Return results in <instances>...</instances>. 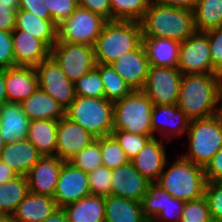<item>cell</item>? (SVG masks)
I'll return each instance as SVG.
<instances>
[{"mask_svg":"<svg viewBox=\"0 0 222 222\" xmlns=\"http://www.w3.org/2000/svg\"><path fill=\"white\" fill-rule=\"evenodd\" d=\"M221 87V74L183 75L177 106L190 121L215 116Z\"/></svg>","mask_w":222,"mask_h":222,"instance_id":"cell-1","label":"cell"},{"mask_svg":"<svg viewBox=\"0 0 222 222\" xmlns=\"http://www.w3.org/2000/svg\"><path fill=\"white\" fill-rule=\"evenodd\" d=\"M143 37H159L184 42L195 31L192 10L164 6L152 0L140 21Z\"/></svg>","mask_w":222,"mask_h":222,"instance_id":"cell-2","label":"cell"},{"mask_svg":"<svg viewBox=\"0 0 222 222\" xmlns=\"http://www.w3.org/2000/svg\"><path fill=\"white\" fill-rule=\"evenodd\" d=\"M142 29L136 21H107L94 44L96 64H112L142 43Z\"/></svg>","mask_w":222,"mask_h":222,"instance_id":"cell-3","label":"cell"},{"mask_svg":"<svg viewBox=\"0 0 222 222\" xmlns=\"http://www.w3.org/2000/svg\"><path fill=\"white\" fill-rule=\"evenodd\" d=\"M167 166L169 167L167 168ZM155 183L172 197L186 202L202 198L207 182L204 167L194 164L180 155L172 165L166 161L164 169Z\"/></svg>","mask_w":222,"mask_h":222,"instance_id":"cell-4","label":"cell"},{"mask_svg":"<svg viewBox=\"0 0 222 222\" xmlns=\"http://www.w3.org/2000/svg\"><path fill=\"white\" fill-rule=\"evenodd\" d=\"M114 102L105 98L76 96L65 116L79 124L94 138L109 136L113 131Z\"/></svg>","mask_w":222,"mask_h":222,"instance_id":"cell-5","label":"cell"},{"mask_svg":"<svg viewBox=\"0 0 222 222\" xmlns=\"http://www.w3.org/2000/svg\"><path fill=\"white\" fill-rule=\"evenodd\" d=\"M154 104L142 90H132L114 102L113 130L153 136L151 115Z\"/></svg>","mask_w":222,"mask_h":222,"instance_id":"cell-6","label":"cell"},{"mask_svg":"<svg viewBox=\"0 0 222 222\" xmlns=\"http://www.w3.org/2000/svg\"><path fill=\"white\" fill-rule=\"evenodd\" d=\"M189 149L181 156L205 167L213 155L222 147V120L215 116L190 121L188 131Z\"/></svg>","mask_w":222,"mask_h":222,"instance_id":"cell-7","label":"cell"},{"mask_svg":"<svg viewBox=\"0 0 222 222\" xmlns=\"http://www.w3.org/2000/svg\"><path fill=\"white\" fill-rule=\"evenodd\" d=\"M107 20L78 6L70 17L58 24V41L94 46Z\"/></svg>","mask_w":222,"mask_h":222,"instance_id":"cell-8","label":"cell"},{"mask_svg":"<svg viewBox=\"0 0 222 222\" xmlns=\"http://www.w3.org/2000/svg\"><path fill=\"white\" fill-rule=\"evenodd\" d=\"M50 57L73 83L96 66L91 45L56 42L50 49Z\"/></svg>","mask_w":222,"mask_h":222,"instance_id":"cell-9","label":"cell"},{"mask_svg":"<svg viewBox=\"0 0 222 222\" xmlns=\"http://www.w3.org/2000/svg\"><path fill=\"white\" fill-rule=\"evenodd\" d=\"M178 70L183 74H220L212 66L210 44L206 32L195 31L180 43Z\"/></svg>","mask_w":222,"mask_h":222,"instance_id":"cell-10","label":"cell"},{"mask_svg":"<svg viewBox=\"0 0 222 222\" xmlns=\"http://www.w3.org/2000/svg\"><path fill=\"white\" fill-rule=\"evenodd\" d=\"M182 77L178 68L151 66L142 91L154 105H176Z\"/></svg>","mask_w":222,"mask_h":222,"instance_id":"cell-11","label":"cell"},{"mask_svg":"<svg viewBox=\"0 0 222 222\" xmlns=\"http://www.w3.org/2000/svg\"><path fill=\"white\" fill-rule=\"evenodd\" d=\"M39 89L54 98L64 110L75 100V87L55 61L49 57L36 67Z\"/></svg>","mask_w":222,"mask_h":222,"instance_id":"cell-12","label":"cell"},{"mask_svg":"<svg viewBox=\"0 0 222 222\" xmlns=\"http://www.w3.org/2000/svg\"><path fill=\"white\" fill-rule=\"evenodd\" d=\"M90 195L88 173L64 161L53 196L58 208Z\"/></svg>","mask_w":222,"mask_h":222,"instance_id":"cell-13","label":"cell"},{"mask_svg":"<svg viewBox=\"0 0 222 222\" xmlns=\"http://www.w3.org/2000/svg\"><path fill=\"white\" fill-rule=\"evenodd\" d=\"M95 139L79 124L64 116L58 120L56 156L61 160L70 161Z\"/></svg>","mask_w":222,"mask_h":222,"instance_id":"cell-14","label":"cell"},{"mask_svg":"<svg viewBox=\"0 0 222 222\" xmlns=\"http://www.w3.org/2000/svg\"><path fill=\"white\" fill-rule=\"evenodd\" d=\"M111 195L142 202L152 183L142 176L131 162L112 169Z\"/></svg>","mask_w":222,"mask_h":222,"instance_id":"cell-15","label":"cell"},{"mask_svg":"<svg viewBox=\"0 0 222 222\" xmlns=\"http://www.w3.org/2000/svg\"><path fill=\"white\" fill-rule=\"evenodd\" d=\"M111 66L132 90L143 89L151 67L142 43L135 50L123 54Z\"/></svg>","mask_w":222,"mask_h":222,"instance_id":"cell-16","label":"cell"},{"mask_svg":"<svg viewBox=\"0 0 222 222\" xmlns=\"http://www.w3.org/2000/svg\"><path fill=\"white\" fill-rule=\"evenodd\" d=\"M153 137L158 132L160 139H171L186 134L190 120L176 105H154L151 115Z\"/></svg>","mask_w":222,"mask_h":222,"instance_id":"cell-17","label":"cell"},{"mask_svg":"<svg viewBox=\"0 0 222 222\" xmlns=\"http://www.w3.org/2000/svg\"><path fill=\"white\" fill-rule=\"evenodd\" d=\"M63 162L57 156H42L26 175L29 191L53 198Z\"/></svg>","mask_w":222,"mask_h":222,"instance_id":"cell-18","label":"cell"},{"mask_svg":"<svg viewBox=\"0 0 222 222\" xmlns=\"http://www.w3.org/2000/svg\"><path fill=\"white\" fill-rule=\"evenodd\" d=\"M166 144H169L167 140L154 137L130 161L134 168L152 183L158 180L168 161Z\"/></svg>","mask_w":222,"mask_h":222,"instance_id":"cell-19","label":"cell"},{"mask_svg":"<svg viewBox=\"0 0 222 222\" xmlns=\"http://www.w3.org/2000/svg\"><path fill=\"white\" fill-rule=\"evenodd\" d=\"M5 84L8 102L21 103L39 88L35 67L13 66L5 69Z\"/></svg>","mask_w":222,"mask_h":222,"instance_id":"cell-20","label":"cell"},{"mask_svg":"<svg viewBox=\"0 0 222 222\" xmlns=\"http://www.w3.org/2000/svg\"><path fill=\"white\" fill-rule=\"evenodd\" d=\"M12 41L15 66L36 67L50 57V48L43 41L17 28L12 31Z\"/></svg>","mask_w":222,"mask_h":222,"instance_id":"cell-21","label":"cell"},{"mask_svg":"<svg viewBox=\"0 0 222 222\" xmlns=\"http://www.w3.org/2000/svg\"><path fill=\"white\" fill-rule=\"evenodd\" d=\"M29 124L20 103L7 102L0 107V133L5 144L25 139Z\"/></svg>","mask_w":222,"mask_h":222,"instance_id":"cell-22","label":"cell"},{"mask_svg":"<svg viewBox=\"0 0 222 222\" xmlns=\"http://www.w3.org/2000/svg\"><path fill=\"white\" fill-rule=\"evenodd\" d=\"M41 157L38 150L25 138L5 144L0 160L19 176H26Z\"/></svg>","mask_w":222,"mask_h":222,"instance_id":"cell-23","label":"cell"},{"mask_svg":"<svg viewBox=\"0 0 222 222\" xmlns=\"http://www.w3.org/2000/svg\"><path fill=\"white\" fill-rule=\"evenodd\" d=\"M15 28L38 38L50 49L58 41V25L50 18H40L27 10L17 11Z\"/></svg>","mask_w":222,"mask_h":222,"instance_id":"cell-24","label":"cell"},{"mask_svg":"<svg viewBox=\"0 0 222 222\" xmlns=\"http://www.w3.org/2000/svg\"><path fill=\"white\" fill-rule=\"evenodd\" d=\"M150 66L178 68L180 42L167 38L143 37Z\"/></svg>","mask_w":222,"mask_h":222,"instance_id":"cell-25","label":"cell"},{"mask_svg":"<svg viewBox=\"0 0 222 222\" xmlns=\"http://www.w3.org/2000/svg\"><path fill=\"white\" fill-rule=\"evenodd\" d=\"M57 208L54 198L29 191L12 216L16 222H42Z\"/></svg>","mask_w":222,"mask_h":222,"instance_id":"cell-26","label":"cell"},{"mask_svg":"<svg viewBox=\"0 0 222 222\" xmlns=\"http://www.w3.org/2000/svg\"><path fill=\"white\" fill-rule=\"evenodd\" d=\"M30 121L33 120H60L65 116L63 107L48 93L37 89L27 99L20 103Z\"/></svg>","mask_w":222,"mask_h":222,"instance_id":"cell-27","label":"cell"},{"mask_svg":"<svg viewBox=\"0 0 222 222\" xmlns=\"http://www.w3.org/2000/svg\"><path fill=\"white\" fill-rule=\"evenodd\" d=\"M68 222H105V197L90 195L63 207Z\"/></svg>","mask_w":222,"mask_h":222,"instance_id":"cell-28","label":"cell"},{"mask_svg":"<svg viewBox=\"0 0 222 222\" xmlns=\"http://www.w3.org/2000/svg\"><path fill=\"white\" fill-rule=\"evenodd\" d=\"M105 222H148L142 203L114 195L105 196Z\"/></svg>","mask_w":222,"mask_h":222,"instance_id":"cell-29","label":"cell"},{"mask_svg":"<svg viewBox=\"0 0 222 222\" xmlns=\"http://www.w3.org/2000/svg\"><path fill=\"white\" fill-rule=\"evenodd\" d=\"M58 121H30L26 139L42 156H56V134Z\"/></svg>","mask_w":222,"mask_h":222,"instance_id":"cell-30","label":"cell"},{"mask_svg":"<svg viewBox=\"0 0 222 222\" xmlns=\"http://www.w3.org/2000/svg\"><path fill=\"white\" fill-rule=\"evenodd\" d=\"M29 192L26 176L0 184V215H12Z\"/></svg>","mask_w":222,"mask_h":222,"instance_id":"cell-31","label":"cell"},{"mask_svg":"<svg viewBox=\"0 0 222 222\" xmlns=\"http://www.w3.org/2000/svg\"><path fill=\"white\" fill-rule=\"evenodd\" d=\"M196 31L222 27V0H200L193 9Z\"/></svg>","mask_w":222,"mask_h":222,"instance_id":"cell-32","label":"cell"},{"mask_svg":"<svg viewBox=\"0 0 222 222\" xmlns=\"http://www.w3.org/2000/svg\"><path fill=\"white\" fill-rule=\"evenodd\" d=\"M102 83L104 84L105 99L111 102L122 99L132 89L113 69L110 64H96Z\"/></svg>","mask_w":222,"mask_h":222,"instance_id":"cell-33","label":"cell"},{"mask_svg":"<svg viewBox=\"0 0 222 222\" xmlns=\"http://www.w3.org/2000/svg\"><path fill=\"white\" fill-rule=\"evenodd\" d=\"M152 0H110L111 21L140 22Z\"/></svg>","mask_w":222,"mask_h":222,"instance_id":"cell-34","label":"cell"},{"mask_svg":"<svg viewBox=\"0 0 222 222\" xmlns=\"http://www.w3.org/2000/svg\"><path fill=\"white\" fill-rule=\"evenodd\" d=\"M99 144L102 154V164L104 166L113 169L130 162L112 135L100 137Z\"/></svg>","mask_w":222,"mask_h":222,"instance_id":"cell-35","label":"cell"},{"mask_svg":"<svg viewBox=\"0 0 222 222\" xmlns=\"http://www.w3.org/2000/svg\"><path fill=\"white\" fill-rule=\"evenodd\" d=\"M74 87L76 96L105 98L104 84L96 67L75 81Z\"/></svg>","mask_w":222,"mask_h":222,"instance_id":"cell-36","label":"cell"},{"mask_svg":"<svg viewBox=\"0 0 222 222\" xmlns=\"http://www.w3.org/2000/svg\"><path fill=\"white\" fill-rule=\"evenodd\" d=\"M69 162L85 173H90L97 167L103 165L99 138L92 141Z\"/></svg>","mask_w":222,"mask_h":222,"instance_id":"cell-37","label":"cell"},{"mask_svg":"<svg viewBox=\"0 0 222 222\" xmlns=\"http://www.w3.org/2000/svg\"><path fill=\"white\" fill-rule=\"evenodd\" d=\"M123 149L129 161L152 139L153 136L133 134L124 130H113L111 134Z\"/></svg>","mask_w":222,"mask_h":222,"instance_id":"cell-38","label":"cell"},{"mask_svg":"<svg viewBox=\"0 0 222 222\" xmlns=\"http://www.w3.org/2000/svg\"><path fill=\"white\" fill-rule=\"evenodd\" d=\"M141 203L144 218L151 222L164 208L165 190L155 182L151 183Z\"/></svg>","mask_w":222,"mask_h":222,"instance_id":"cell-39","label":"cell"},{"mask_svg":"<svg viewBox=\"0 0 222 222\" xmlns=\"http://www.w3.org/2000/svg\"><path fill=\"white\" fill-rule=\"evenodd\" d=\"M111 173L112 169L104 165H101L94 171L88 173L91 195L104 197L111 195Z\"/></svg>","mask_w":222,"mask_h":222,"instance_id":"cell-40","label":"cell"},{"mask_svg":"<svg viewBox=\"0 0 222 222\" xmlns=\"http://www.w3.org/2000/svg\"><path fill=\"white\" fill-rule=\"evenodd\" d=\"M179 222H213L206 197L186 201Z\"/></svg>","mask_w":222,"mask_h":222,"instance_id":"cell-41","label":"cell"},{"mask_svg":"<svg viewBox=\"0 0 222 222\" xmlns=\"http://www.w3.org/2000/svg\"><path fill=\"white\" fill-rule=\"evenodd\" d=\"M213 222H222V181L207 182L205 194Z\"/></svg>","mask_w":222,"mask_h":222,"instance_id":"cell-42","label":"cell"},{"mask_svg":"<svg viewBox=\"0 0 222 222\" xmlns=\"http://www.w3.org/2000/svg\"><path fill=\"white\" fill-rule=\"evenodd\" d=\"M185 201L172 197L165 190L164 208L157 214L151 222H179L182 216V211ZM169 220V221H168Z\"/></svg>","mask_w":222,"mask_h":222,"instance_id":"cell-43","label":"cell"},{"mask_svg":"<svg viewBox=\"0 0 222 222\" xmlns=\"http://www.w3.org/2000/svg\"><path fill=\"white\" fill-rule=\"evenodd\" d=\"M52 19L57 25L77 9L78 0H44Z\"/></svg>","mask_w":222,"mask_h":222,"instance_id":"cell-44","label":"cell"},{"mask_svg":"<svg viewBox=\"0 0 222 222\" xmlns=\"http://www.w3.org/2000/svg\"><path fill=\"white\" fill-rule=\"evenodd\" d=\"M206 33L210 44L212 66L222 75V27Z\"/></svg>","mask_w":222,"mask_h":222,"instance_id":"cell-45","label":"cell"},{"mask_svg":"<svg viewBox=\"0 0 222 222\" xmlns=\"http://www.w3.org/2000/svg\"><path fill=\"white\" fill-rule=\"evenodd\" d=\"M15 66L12 31L0 30V69Z\"/></svg>","mask_w":222,"mask_h":222,"instance_id":"cell-46","label":"cell"},{"mask_svg":"<svg viewBox=\"0 0 222 222\" xmlns=\"http://www.w3.org/2000/svg\"><path fill=\"white\" fill-rule=\"evenodd\" d=\"M206 182L222 181V147L204 167Z\"/></svg>","mask_w":222,"mask_h":222,"instance_id":"cell-47","label":"cell"},{"mask_svg":"<svg viewBox=\"0 0 222 222\" xmlns=\"http://www.w3.org/2000/svg\"><path fill=\"white\" fill-rule=\"evenodd\" d=\"M78 5L111 21L110 0H78Z\"/></svg>","mask_w":222,"mask_h":222,"instance_id":"cell-48","label":"cell"},{"mask_svg":"<svg viewBox=\"0 0 222 222\" xmlns=\"http://www.w3.org/2000/svg\"><path fill=\"white\" fill-rule=\"evenodd\" d=\"M17 10H12V5L0 2V30L13 31L16 26Z\"/></svg>","mask_w":222,"mask_h":222,"instance_id":"cell-49","label":"cell"},{"mask_svg":"<svg viewBox=\"0 0 222 222\" xmlns=\"http://www.w3.org/2000/svg\"><path fill=\"white\" fill-rule=\"evenodd\" d=\"M19 9L30 11L40 18H50L44 0H19Z\"/></svg>","mask_w":222,"mask_h":222,"instance_id":"cell-50","label":"cell"},{"mask_svg":"<svg viewBox=\"0 0 222 222\" xmlns=\"http://www.w3.org/2000/svg\"><path fill=\"white\" fill-rule=\"evenodd\" d=\"M161 5L173 8L192 10L198 5L200 0H154Z\"/></svg>","mask_w":222,"mask_h":222,"instance_id":"cell-51","label":"cell"},{"mask_svg":"<svg viewBox=\"0 0 222 222\" xmlns=\"http://www.w3.org/2000/svg\"><path fill=\"white\" fill-rule=\"evenodd\" d=\"M19 175L0 160V184L13 180Z\"/></svg>","mask_w":222,"mask_h":222,"instance_id":"cell-52","label":"cell"},{"mask_svg":"<svg viewBox=\"0 0 222 222\" xmlns=\"http://www.w3.org/2000/svg\"><path fill=\"white\" fill-rule=\"evenodd\" d=\"M42 222H68V220L63 208H57V210Z\"/></svg>","mask_w":222,"mask_h":222,"instance_id":"cell-53","label":"cell"},{"mask_svg":"<svg viewBox=\"0 0 222 222\" xmlns=\"http://www.w3.org/2000/svg\"><path fill=\"white\" fill-rule=\"evenodd\" d=\"M6 84H5V70L0 69V107L7 103Z\"/></svg>","mask_w":222,"mask_h":222,"instance_id":"cell-54","label":"cell"},{"mask_svg":"<svg viewBox=\"0 0 222 222\" xmlns=\"http://www.w3.org/2000/svg\"><path fill=\"white\" fill-rule=\"evenodd\" d=\"M4 5H12V10H19V0H0Z\"/></svg>","mask_w":222,"mask_h":222,"instance_id":"cell-55","label":"cell"},{"mask_svg":"<svg viewBox=\"0 0 222 222\" xmlns=\"http://www.w3.org/2000/svg\"><path fill=\"white\" fill-rule=\"evenodd\" d=\"M0 222H16L12 215H0Z\"/></svg>","mask_w":222,"mask_h":222,"instance_id":"cell-56","label":"cell"},{"mask_svg":"<svg viewBox=\"0 0 222 222\" xmlns=\"http://www.w3.org/2000/svg\"><path fill=\"white\" fill-rule=\"evenodd\" d=\"M221 103V104H220ZM218 115L220 116L222 120V87L220 90V96H219V110H218Z\"/></svg>","mask_w":222,"mask_h":222,"instance_id":"cell-57","label":"cell"},{"mask_svg":"<svg viewBox=\"0 0 222 222\" xmlns=\"http://www.w3.org/2000/svg\"><path fill=\"white\" fill-rule=\"evenodd\" d=\"M5 147V142L1 136V133H0V156L2 154V151H3V148Z\"/></svg>","mask_w":222,"mask_h":222,"instance_id":"cell-58","label":"cell"}]
</instances>
